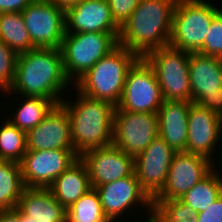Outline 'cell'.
I'll return each instance as SVG.
<instances>
[{
  "label": "cell",
  "instance_id": "1",
  "mask_svg": "<svg viewBox=\"0 0 222 222\" xmlns=\"http://www.w3.org/2000/svg\"><path fill=\"white\" fill-rule=\"evenodd\" d=\"M68 84L74 86L66 76L60 48H35L18 54L14 81L4 93L41 97L59 105Z\"/></svg>",
  "mask_w": 222,
  "mask_h": 222
},
{
  "label": "cell",
  "instance_id": "2",
  "mask_svg": "<svg viewBox=\"0 0 222 222\" xmlns=\"http://www.w3.org/2000/svg\"><path fill=\"white\" fill-rule=\"evenodd\" d=\"M177 0H141L122 24L118 45L143 57L156 48L169 46L173 11Z\"/></svg>",
  "mask_w": 222,
  "mask_h": 222
},
{
  "label": "cell",
  "instance_id": "3",
  "mask_svg": "<svg viewBox=\"0 0 222 222\" xmlns=\"http://www.w3.org/2000/svg\"><path fill=\"white\" fill-rule=\"evenodd\" d=\"M77 98H64L60 105L66 110L74 151L80 156L85 151L112 144L115 106L93 99L78 91Z\"/></svg>",
  "mask_w": 222,
  "mask_h": 222
},
{
  "label": "cell",
  "instance_id": "4",
  "mask_svg": "<svg viewBox=\"0 0 222 222\" xmlns=\"http://www.w3.org/2000/svg\"><path fill=\"white\" fill-rule=\"evenodd\" d=\"M138 58L135 52L118 45L81 77L74 88L87 97L116 107L123 93L127 72Z\"/></svg>",
  "mask_w": 222,
  "mask_h": 222
},
{
  "label": "cell",
  "instance_id": "5",
  "mask_svg": "<svg viewBox=\"0 0 222 222\" xmlns=\"http://www.w3.org/2000/svg\"><path fill=\"white\" fill-rule=\"evenodd\" d=\"M205 0H177L171 26L169 46L197 53L204 44L213 18L220 12Z\"/></svg>",
  "mask_w": 222,
  "mask_h": 222
},
{
  "label": "cell",
  "instance_id": "6",
  "mask_svg": "<svg viewBox=\"0 0 222 222\" xmlns=\"http://www.w3.org/2000/svg\"><path fill=\"white\" fill-rule=\"evenodd\" d=\"M118 36L105 32L65 33L60 50L66 76L73 85L118 46Z\"/></svg>",
  "mask_w": 222,
  "mask_h": 222
},
{
  "label": "cell",
  "instance_id": "7",
  "mask_svg": "<svg viewBox=\"0 0 222 222\" xmlns=\"http://www.w3.org/2000/svg\"><path fill=\"white\" fill-rule=\"evenodd\" d=\"M143 58L154 70L164 100L191 101L190 52L166 46L149 51Z\"/></svg>",
  "mask_w": 222,
  "mask_h": 222
},
{
  "label": "cell",
  "instance_id": "8",
  "mask_svg": "<svg viewBox=\"0 0 222 222\" xmlns=\"http://www.w3.org/2000/svg\"><path fill=\"white\" fill-rule=\"evenodd\" d=\"M164 98L154 70L139 57L129 68L117 108L129 112L157 113Z\"/></svg>",
  "mask_w": 222,
  "mask_h": 222
},
{
  "label": "cell",
  "instance_id": "9",
  "mask_svg": "<svg viewBox=\"0 0 222 222\" xmlns=\"http://www.w3.org/2000/svg\"><path fill=\"white\" fill-rule=\"evenodd\" d=\"M158 114L138 113L115 107L112 144L134 158L158 137Z\"/></svg>",
  "mask_w": 222,
  "mask_h": 222
},
{
  "label": "cell",
  "instance_id": "10",
  "mask_svg": "<svg viewBox=\"0 0 222 222\" xmlns=\"http://www.w3.org/2000/svg\"><path fill=\"white\" fill-rule=\"evenodd\" d=\"M191 102L222 117V59L190 53Z\"/></svg>",
  "mask_w": 222,
  "mask_h": 222
},
{
  "label": "cell",
  "instance_id": "11",
  "mask_svg": "<svg viewBox=\"0 0 222 222\" xmlns=\"http://www.w3.org/2000/svg\"><path fill=\"white\" fill-rule=\"evenodd\" d=\"M35 48H60L65 35V10L46 0H34L22 12Z\"/></svg>",
  "mask_w": 222,
  "mask_h": 222
},
{
  "label": "cell",
  "instance_id": "12",
  "mask_svg": "<svg viewBox=\"0 0 222 222\" xmlns=\"http://www.w3.org/2000/svg\"><path fill=\"white\" fill-rule=\"evenodd\" d=\"M215 162L193 153L176 152L161 190L152 201L181 199V197L213 169Z\"/></svg>",
  "mask_w": 222,
  "mask_h": 222
},
{
  "label": "cell",
  "instance_id": "13",
  "mask_svg": "<svg viewBox=\"0 0 222 222\" xmlns=\"http://www.w3.org/2000/svg\"><path fill=\"white\" fill-rule=\"evenodd\" d=\"M79 155L74 149L26 151L21 165L26 188H48Z\"/></svg>",
  "mask_w": 222,
  "mask_h": 222
},
{
  "label": "cell",
  "instance_id": "14",
  "mask_svg": "<svg viewBox=\"0 0 222 222\" xmlns=\"http://www.w3.org/2000/svg\"><path fill=\"white\" fill-rule=\"evenodd\" d=\"M95 190L99 194L104 215L110 222L117 221V218H123L120 216H124L125 212L128 210L130 212L133 209L132 206L135 207L139 204L142 208L145 206L144 208L148 209L147 212L150 214L146 222H151L152 199L141 188L135 172L126 178L96 187Z\"/></svg>",
  "mask_w": 222,
  "mask_h": 222
},
{
  "label": "cell",
  "instance_id": "15",
  "mask_svg": "<svg viewBox=\"0 0 222 222\" xmlns=\"http://www.w3.org/2000/svg\"><path fill=\"white\" fill-rule=\"evenodd\" d=\"M85 163L93 189L134 173V157L113 144L93 148L79 156Z\"/></svg>",
  "mask_w": 222,
  "mask_h": 222
},
{
  "label": "cell",
  "instance_id": "16",
  "mask_svg": "<svg viewBox=\"0 0 222 222\" xmlns=\"http://www.w3.org/2000/svg\"><path fill=\"white\" fill-rule=\"evenodd\" d=\"M175 153L176 151L158 136L134 158L136 177L151 199L164 185Z\"/></svg>",
  "mask_w": 222,
  "mask_h": 222
},
{
  "label": "cell",
  "instance_id": "17",
  "mask_svg": "<svg viewBox=\"0 0 222 222\" xmlns=\"http://www.w3.org/2000/svg\"><path fill=\"white\" fill-rule=\"evenodd\" d=\"M221 133L222 117L197 103H192L188 113L186 152L203 156L213 162V153L218 147L216 144L221 140Z\"/></svg>",
  "mask_w": 222,
  "mask_h": 222
},
{
  "label": "cell",
  "instance_id": "18",
  "mask_svg": "<svg viewBox=\"0 0 222 222\" xmlns=\"http://www.w3.org/2000/svg\"><path fill=\"white\" fill-rule=\"evenodd\" d=\"M119 33L107 0H83L65 10V33Z\"/></svg>",
  "mask_w": 222,
  "mask_h": 222
},
{
  "label": "cell",
  "instance_id": "19",
  "mask_svg": "<svg viewBox=\"0 0 222 222\" xmlns=\"http://www.w3.org/2000/svg\"><path fill=\"white\" fill-rule=\"evenodd\" d=\"M27 151L74 149L66 110L59 104L26 133Z\"/></svg>",
  "mask_w": 222,
  "mask_h": 222
},
{
  "label": "cell",
  "instance_id": "20",
  "mask_svg": "<svg viewBox=\"0 0 222 222\" xmlns=\"http://www.w3.org/2000/svg\"><path fill=\"white\" fill-rule=\"evenodd\" d=\"M192 103L164 100L157 112L158 136L176 152H186L188 113Z\"/></svg>",
  "mask_w": 222,
  "mask_h": 222
},
{
  "label": "cell",
  "instance_id": "21",
  "mask_svg": "<svg viewBox=\"0 0 222 222\" xmlns=\"http://www.w3.org/2000/svg\"><path fill=\"white\" fill-rule=\"evenodd\" d=\"M17 208L36 221L66 222V209L48 188H25Z\"/></svg>",
  "mask_w": 222,
  "mask_h": 222
},
{
  "label": "cell",
  "instance_id": "22",
  "mask_svg": "<svg viewBox=\"0 0 222 222\" xmlns=\"http://www.w3.org/2000/svg\"><path fill=\"white\" fill-rule=\"evenodd\" d=\"M48 189L65 209L92 189L87 167L82 159L79 157Z\"/></svg>",
  "mask_w": 222,
  "mask_h": 222
},
{
  "label": "cell",
  "instance_id": "23",
  "mask_svg": "<svg viewBox=\"0 0 222 222\" xmlns=\"http://www.w3.org/2000/svg\"><path fill=\"white\" fill-rule=\"evenodd\" d=\"M214 168L205 178L189 189L181 201L197 213L208 209L222 195V174Z\"/></svg>",
  "mask_w": 222,
  "mask_h": 222
},
{
  "label": "cell",
  "instance_id": "24",
  "mask_svg": "<svg viewBox=\"0 0 222 222\" xmlns=\"http://www.w3.org/2000/svg\"><path fill=\"white\" fill-rule=\"evenodd\" d=\"M25 188L20 163L0 160V210L15 209Z\"/></svg>",
  "mask_w": 222,
  "mask_h": 222
},
{
  "label": "cell",
  "instance_id": "25",
  "mask_svg": "<svg viewBox=\"0 0 222 222\" xmlns=\"http://www.w3.org/2000/svg\"><path fill=\"white\" fill-rule=\"evenodd\" d=\"M24 100L12 117H7L13 125L27 133L36 127L57 105L53 100L41 97L24 96ZM14 114V115H13ZM14 116V117H13Z\"/></svg>",
  "mask_w": 222,
  "mask_h": 222
},
{
  "label": "cell",
  "instance_id": "26",
  "mask_svg": "<svg viewBox=\"0 0 222 222\" xmlns=\"http://www.w3.org/2000/svg\"><path fill=\"white\" fill-rule=\"evenodd\" d=\"M0 40L17 54L35 49L21 12L0 13Z\"/></svg>",
  "mask_w": 222,
  "mask_h": 222
},
{
  "label": "cell",
  "instance_id": "27",
  "mask_svg": "<svg viewBox=\"0 0 222 222\" xmlns=\"http://www.w3.org/2000/svg\"><path fill=\"white\" fill-rule=\"evenodd\" d=\"M66 222H110L104 215L100 197L90 189L66 209Z\"/></svg>",
  "mask_w": 222,
  "mask_h": 222
},
{
  "label": "cell",
  "instance_id": "28",
  "mask_svg": "<svg viewBox=\"0 0 222 222\" xmlns=\"http://www.w3.org/2000/svg\"><path fill=\"white\" fill-rule=\"evenodd\" d=\"M26 151V133L5 119L0 127V160L20 163Z\"/></svg>",
  "mask_w": 222,
  "mask_h": 222
},
{
  "label": "cell",
  "instance_id": "29",
  "mask_svg": "<svg viewBox=\"0 0 222 222\" xmlns=\"http://www.w3.org/2000/svg\"><path fill=\"white\" fill-rule=\"evenodd\" d=\"M151 222H198V213L180 199L152 201Z\"/></svg>",
  "mask_w": 222,
  "mask_h": 222
},
{
  "label": "cell",
  "instance_id": "30",
  "mask_svg": "<svg viewBox=\"0 0 222 222\" xmlns=\"http://www.w3.org/2000/svg\"><path fill=\"white\" fill-rule=\"evenodd\" d=\"M18 54L0 40V90L6 92L15 78Z\"/></svg>",
  "mask_w": 222,
  "mask_h": 222
},
{
  "label": "cell",
  "instance_id": "31",
  "mask_svg": "<svg viewBox=\"0 0 222 222\" xmlns=\"http://www.w3.org/2000/svg\"><path fill=\"white\" fill-rule=\"evenodd\" d=\"M197 53L222 59V9L213 18L203 47Z\"/></svg>",
  "mask_w": 222,
  "mask_h": 222
},
{
  "label": "cell",
  "instance_id": "32",
  "mask_svg": "<svg viewBox=\"0 0 222 222\" xmlns=\"http://www.w3.org/2000/svg\"><path fill=\"white\" fill-rule=\"evenodd\" d=\"M140 1L141 0H107L112 18L119 27L129 19Z\"/></svg>",
  "mask_w": 222,
  "mask_h": 222
},
{
  "label": "cell",
  "instance_id": "33",
  "mask_svg": "<svg viewBox=\"0 0 222 222\" xmlns=\"http://www.w3.org/2000/svg\"><path fill=\"white\" fill-rule=\"evenodd\" d=\"M198 222H222V195L203 212L197 215Z\"/></svg>",
  "mask_w": 222,
  "mask_h": 222
},
{
  "label": "cell",
  "instance_id": "34",
  "mask_svg": "<svg viewBox=\"0 0 222 222\" xmlns=\"http://www.w3.org/2000/svg\"><path fill=\"white\" fill-rule=\"evenodd\" d=\"M34 0H0V13L22 12Z\"/></svg>",
  "mask_w": 222,
  "mask_h": 222
},
{
  "label": "cell",
  "instance_id": "35",
  "mask_svg": "<svg viewBox=\"0 0 222 222\" xmlns=\"http://www.w3.org/2000/svg\"><path fill=\"white\" fill-rule=\"evenodd\" d=\"M0 222H26V216L17 207L11 210H0Z\"/></svg>",
  "mask_w": 222,
  "mask_h": 222
},
{
  "label": "cell",
  "instance_id": "36",
  "mask_svg": "<svg viewBox=\"0 0 222 222\" xmlns=\"http://www.w3.org/2000/svg\"><path fill=\"white\" fill-rule=\"evenodd\" d=\"M46 1L51 2L55 5H57L58 7L66 10L68 7L76 5L83 0H46Z\"/></svg>",
  "mask_w": 222,
  "mask_h": 222
},
{
  "label": "cell",
  "instance_id": "37",
  "mask_svg": "<svg viewBox=\"0 0 222 222\" xmlns=\"http://www.w3.org/2000/svg\"><path fill=\"white\" fill-rule=\"evenodd\" d=\"M26 222H41V221H36L35 219L26 216ZM43 222V221H42Z\"/></svg>",
  "mask_w": 222,
  "mask_h": 222
}]
</instances>
